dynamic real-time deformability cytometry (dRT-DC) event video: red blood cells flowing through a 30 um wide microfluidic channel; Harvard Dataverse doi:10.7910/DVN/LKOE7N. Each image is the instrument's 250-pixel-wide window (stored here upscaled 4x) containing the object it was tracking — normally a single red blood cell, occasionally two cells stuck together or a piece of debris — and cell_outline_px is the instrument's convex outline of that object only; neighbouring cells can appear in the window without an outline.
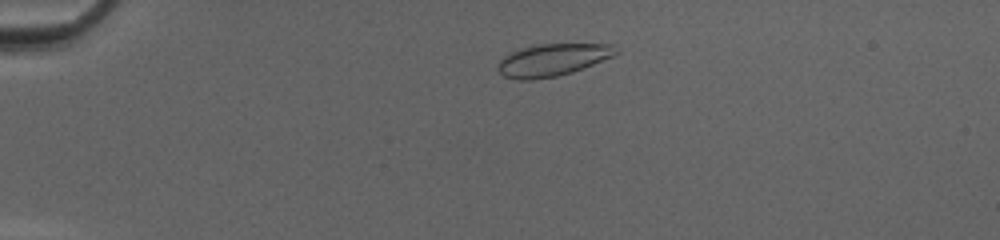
{"species": "common noctule bat (a hibernating species)", "species_latin": "Nyctalus noctula", "temperature_condition": "cold", "stored_images_in_passage": 44, "camera_frame_rate_fps": 3000, "um_per_image_px": 0.085, "animal": {"sex": "female", "body_mass_g": 20.0, "forearm_length_mm": 54.0}, "frame": {"image": 1, "passage_image": 6, "time_ms": 1.667, "image_size_px": [1000, 240], "cell_outline_px": [[620, 52], [612, 56], [572, 72], [556, 76], [532, 80], [516, 80], [504, 76], [496, 68], [496, 64], [504, 56], [512, 52], [524, 48], [540, 44], [612, 44]], "centroid_in_image_um": [46.93, 5.1], "position_along_channel_um": 38.1, "area_um2": 21.96}}
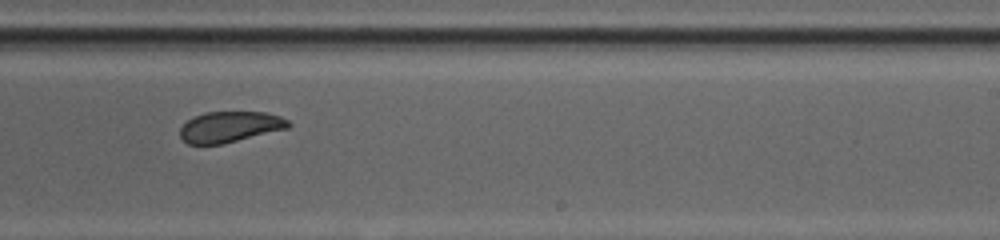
{"frame": {"image": 2, "passage_image": 27, "time_ms": 8.667, "image_size_px": [1000, 240], "cell_outline_px": [[292, 124], [288, 128], [224, 144], [188, 144], [180, 136], [180, 128], [192, 116], [204, 112], [264, 112], [280, 116], [288, 120]], "centroid_in_image_um": [19.54, 10.78], "position_along_channel_um": 269.5, "area_um2": 19.54}}
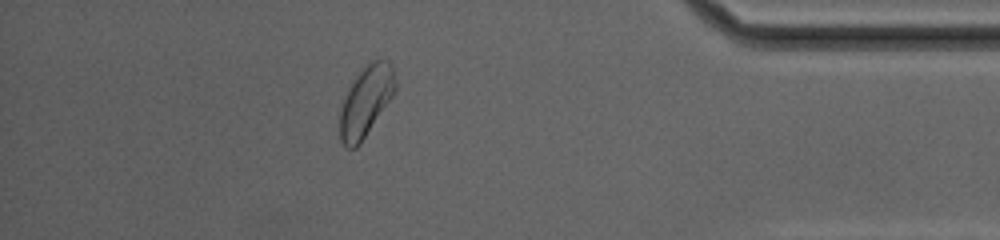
{"frame": {"image": 3, "passage_image": 39, "time_ms": 12.667, "image_size_px": [1000, 240], "cell_outline_px": [[396, 88], [392, 96], [360, 144], [356, 148], [348, 148], [340, 140], [340, 108], [348, 88], [356, 76], [372, 60], [388, 60], [392, 68], [396, 80]], "centroid_in_image_um": [31.09, 8.62], "position_along_channel_um": 404.1, "area_um2": 22.31}, "authors_computed_cell_mechanics": {"area_um2": 21.964, "velocity_mm_per_s": 4.1521, "shape_relaxation_time_tau1_ms": 4.1053, "shape_relaxation_time_tau2_ms": 0.6682, "deformation_change_tau1": 0.0952, "deformation_change_tau2": 0.0421}}